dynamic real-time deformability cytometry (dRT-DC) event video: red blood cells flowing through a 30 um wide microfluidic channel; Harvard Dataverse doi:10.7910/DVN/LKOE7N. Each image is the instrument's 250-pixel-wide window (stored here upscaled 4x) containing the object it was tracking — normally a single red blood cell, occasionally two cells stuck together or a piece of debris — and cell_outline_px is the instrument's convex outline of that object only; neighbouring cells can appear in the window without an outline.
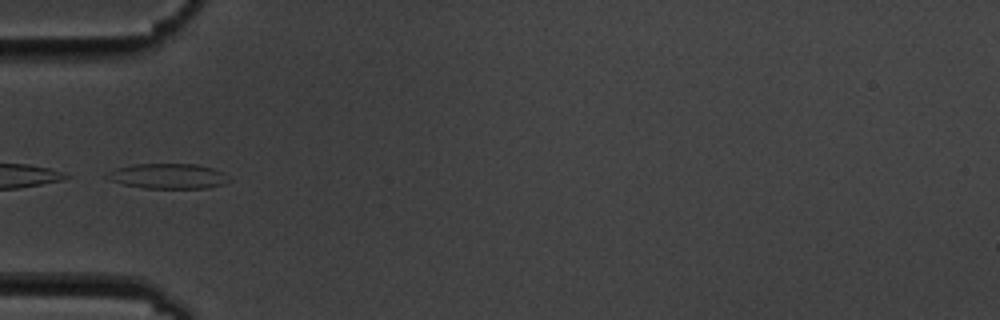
{"species": "common noctule bat (a hibernating species)", "species_latin": "Nyctalus noctula", "temperature_condition": "cold", "stored_images_in_passage": 9, "camera_frame_rate_fps": 3000, "um_per_image_px": 0.085, "animal": {"sex": "male", "body_mass_g": 19.5, "forearm_length_mm": 54.6}, "frame": {"image": 1, "passage_image": 4, "time_ms": 3.667, "image_size_px": [1000, 320], "cell_outline_px": [[232, 180], [224, 184], [208, 188], [144, 188], [124, 184], [108, 180], [104, 176], [116, 168], [132, 164], [196, 164], [212, 168], [220, 172]], "centroid_in_image_um": [14.27, 14.97], "position_along_channel_um": 70.7, "area_um2": 17.8}}
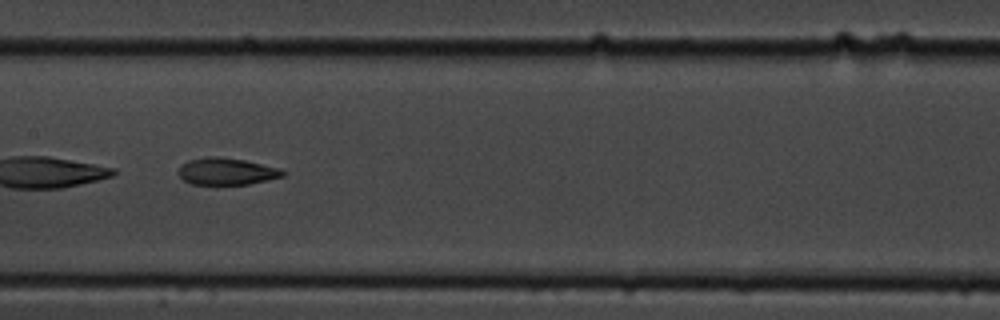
{"frame": {"image": 2, "passage_image": 7, "time_ms": 7.0, "image_size_px": [1000, 320], "cell_outline_px": [[288, 172], [284, 176], [268, 180], [248, 184], [192, 184], [184, 180], [176, 172], [188, 160], [208, 156], [216, 156], [244, 160], [280, 168]], "centroid_in_image_um": [19.29, 14.56], "position_along_channel_um": 188.1, "area_um2": 16.36}}
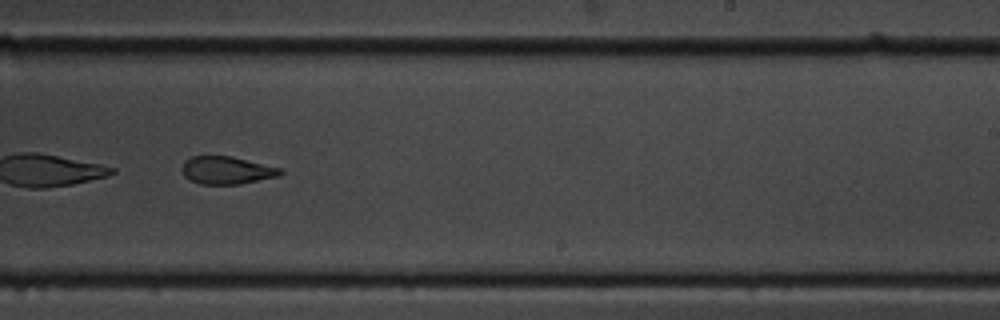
{"frame": {"image": 3, "passage_image": 9, "time_ms": 9.333, "image_size_px": [1000, 320], "cell_outline_px": [[284, 172], [280, 176], [240, 184], [200, 184], [184, 176], [180, 168], [184, 160], [192, 156], [232, 156], [280, 168]], "centroid_in_image_um": [19.25, 14.47], "position_along_channel_um": 269.7, "area_um2": 15.95}}